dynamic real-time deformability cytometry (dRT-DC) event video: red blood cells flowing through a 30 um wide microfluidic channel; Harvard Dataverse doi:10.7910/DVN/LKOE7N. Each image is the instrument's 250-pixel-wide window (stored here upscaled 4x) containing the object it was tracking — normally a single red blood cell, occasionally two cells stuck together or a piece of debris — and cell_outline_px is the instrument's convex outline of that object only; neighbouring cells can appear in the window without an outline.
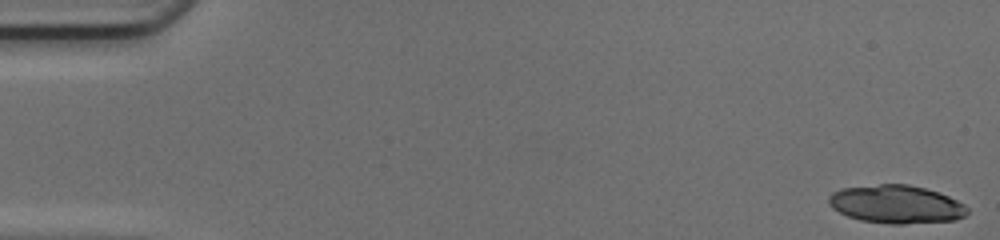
{"species": "common noctule bat (a hibernating species)", "species_latin": "Nyctalus noctula", "temperature_condition": "cold", "stored_images_in_passage": 48, "camera_frame_rate_fps": 3000, "um_per_image_px": 0.085, "animal": {"sex": "female", "body_mass_g": 17.0, "forearm_length_mm": 48.0}, "frame": {"image": 1, "passage_image": 1, "time_ms": 0.0, "image_size_px": [1000, 240], "cell_outline_px": [[968, 212], [964, 216], [956, 220], [904, 224], [892, 224], [860, 220], [848, 216], [832, 208], [828, 200], [828, 196], [832, 192], [840, 188], [880, 184], [908, 184], [924, 188], [948, 196], [964, 204], [968, 208]], "centroid_in_image_um": [76.16, 17.36], "position_along_channel_um": 8.8, "area_um2": 30.81}}
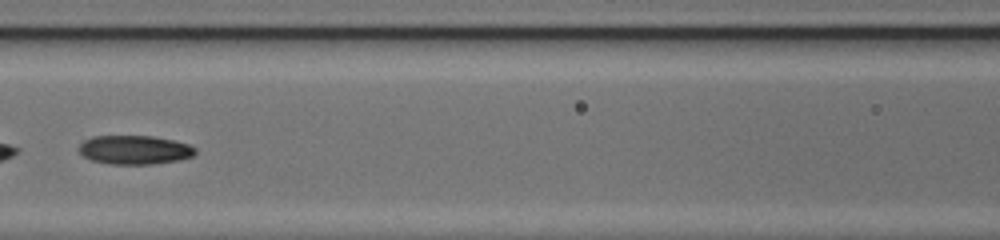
{"frame": {"image": 2, "passage_image": 23, "time_ms": 7.333, "image_size_px": [1000, 240], "cell_outline_px": [[196, 152], [192, 156], [180, 160], [152, 164], [108, 164], [92, 160], [84, 156], [80, 152], [80, 144], [84, 140], [92, 136], [152, 136], [172, 140], [188, 144], [196, 148]], "centroid_in_image_um": [11.45, 12.74], "position_along_channel_um": 155.2, "area_um2": 19.54}, "authors_computed_cell_mechanics": {"area_um2": 25.6343, "velocity_mm_per_s": 4.2402, "shape_relaxation_time_tau1_ms": 7.4866, "shape_relaxation_time_tau2_ms": 4.4375, "deformation_change_tau1": 0.1885, "deformation_change_tau2": 0.0971}}